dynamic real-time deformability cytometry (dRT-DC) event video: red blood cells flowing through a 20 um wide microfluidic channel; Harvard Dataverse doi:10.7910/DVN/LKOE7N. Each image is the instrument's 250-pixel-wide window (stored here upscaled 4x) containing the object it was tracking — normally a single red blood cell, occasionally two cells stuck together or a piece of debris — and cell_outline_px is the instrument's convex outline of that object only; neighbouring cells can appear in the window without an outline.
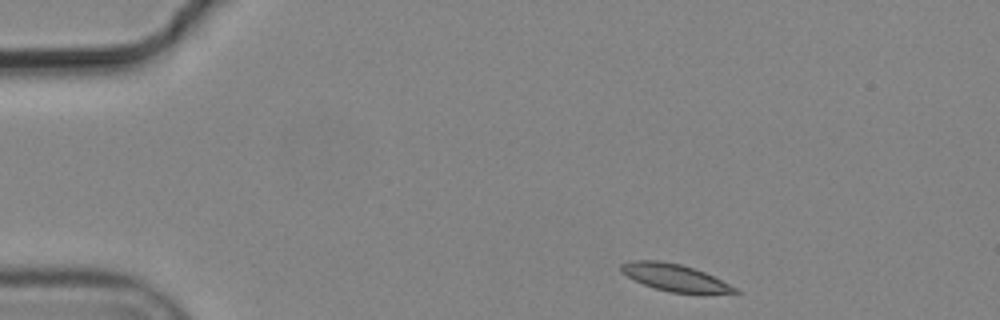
{"species": "common noctule bat (a hibernating species)", "species_latin": "Nyctalus noctula", "temperature_condition": "cold", "stored_images_in_passage": 3, "camera_frame_rate_fps": 3000, "um_per_image_px": 0.085, "animal": {"sex": "male", "body_mass_g": 19.2, "forearm_length_mm": 51.8}, "frame": {"image": 1, "passage_image": 1, "time_ms": 0.0, "image_size_px": [1000, 320], "cell_outline_px": [[740, 292], [668, 292], [644, 284], [620, 272], [620, 264], [632, 260], [660, 260], [680, 264], [704, 272], [736, 288]], "centroid_in_image_um": [57.25, 23.55], "position_along_channel_um": 27.8, "area_um2": 17.28}}